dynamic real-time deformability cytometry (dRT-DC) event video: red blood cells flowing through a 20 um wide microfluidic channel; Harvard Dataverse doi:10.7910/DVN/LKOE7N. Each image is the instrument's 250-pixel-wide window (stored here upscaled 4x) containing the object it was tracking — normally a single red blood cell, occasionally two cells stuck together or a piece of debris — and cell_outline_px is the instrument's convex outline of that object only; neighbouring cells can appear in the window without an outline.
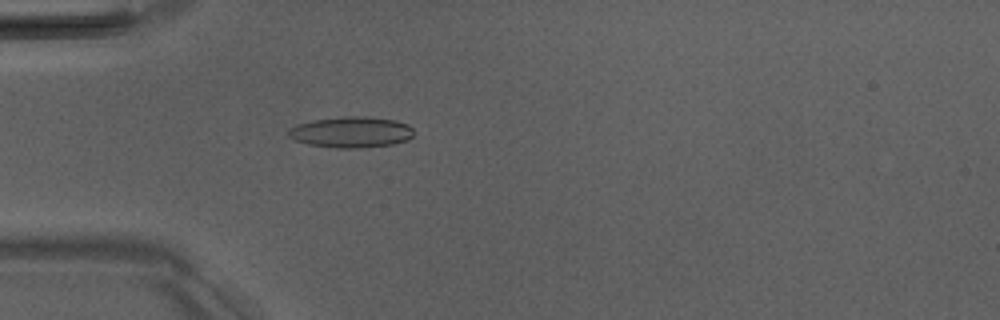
{"species": "Egyptian fruit bat (a non-hibernating species)", "species_latin": "Rousettus aegyptiacus", "temperature_condition": "room temperature", "stored_images_in_passage": 4, "camera_frame_rate_fps": 3000, "um_per_image_px": 0.085, "animal": {"sex": "male"}, "frame": {"image": 1, "passage_image": 4, "time_ms": 3.667, "image_size_px": [1000, 320], "cell_outline_px": [[412, 136], [408, 140], [392, 144], [360, 148], [336, 148], [308, 144], [296, 140], [288, 136], [288, 128], [296, 124], [312, 120], [344, 116], [364, 116], [396, 120], [408, 124], [412, 128]], "centroid_in_image_um": [29.84, 11.22], "position_along_channel_um": 55.2, "area_um2": 22.72}}